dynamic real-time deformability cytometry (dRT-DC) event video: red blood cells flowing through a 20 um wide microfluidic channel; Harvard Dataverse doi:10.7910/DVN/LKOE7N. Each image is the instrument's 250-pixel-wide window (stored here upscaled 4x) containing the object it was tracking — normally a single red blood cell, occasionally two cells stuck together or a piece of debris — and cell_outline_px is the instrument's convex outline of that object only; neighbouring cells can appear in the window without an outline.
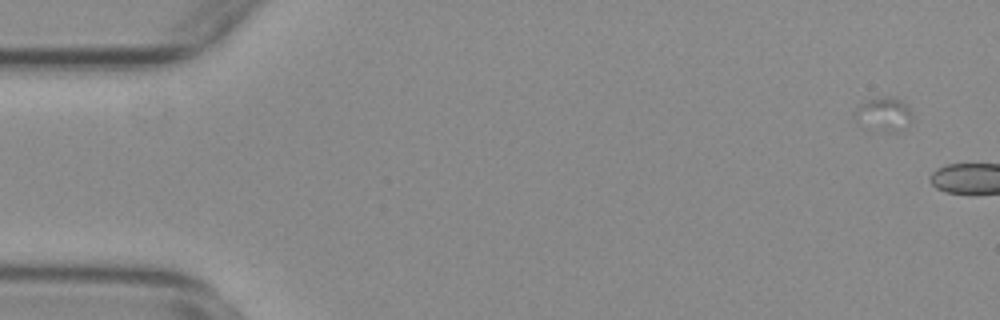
{"species": "common noctule bat (a hibernating species)", "species_latin": "Nyctalus noctula", "temperature_condition": "warm", "stored_images_in_passage": 7, "camera_frame_rate_fps": 3000, "um_per_image_px": 0.085, "animal": {"sex": "female", "body_mass_g": 29.2, "forearm_length_mm": 56.3}, "frame": {"image": 1, "passage_image": 4, "time_ms": 1.0, "image_size_px": [1000, 320], "cell_outline_px": [[912, 120], [904, 128], [896, 132], [888, 132], [860, 124], [852, 116], [856, 108], [860, 104], [868, 100], [888, 96], [896, 96], [908, 104], [912, 108]], "centroid_in_image_um": [75.17, 9.68], "position_along_channel_um": 9.8, "area_um2": 11.5}}